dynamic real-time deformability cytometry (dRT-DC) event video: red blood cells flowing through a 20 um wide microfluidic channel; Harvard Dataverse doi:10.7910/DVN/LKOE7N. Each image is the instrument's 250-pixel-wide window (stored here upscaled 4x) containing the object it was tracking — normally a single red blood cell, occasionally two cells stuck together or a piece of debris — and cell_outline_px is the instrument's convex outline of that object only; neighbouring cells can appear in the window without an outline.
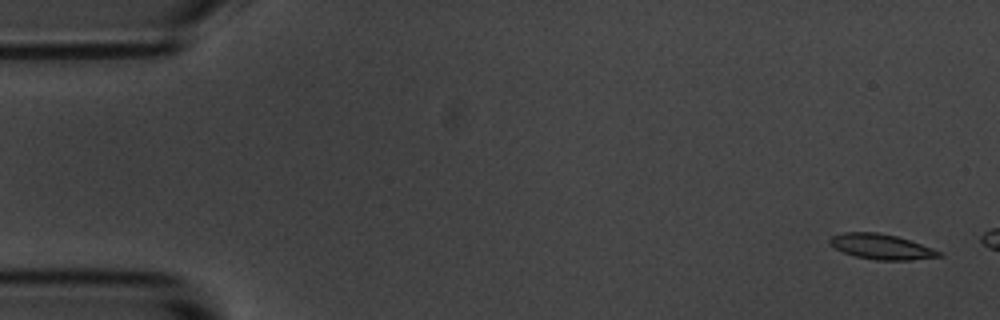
{"species": "common noctule bat (a hibernating species)", "species_latin": "Nyctalus noctula", "temperature_condition": "room temperature", "stored_images_in_passage": 3, "camera_frame_rate_fps": 3000, "um_per_image_px": 0.085, "animal": {"sex": "male", "body_mass_g": 20.1, "forearm_length_mm": 53.5}, "frame": {"image": 1, "passage_image": 1, "time_ms": 0.0, "image_size_px": [1000, 320], "cell_outline_px": [[944, 256], [912, 260], [876, 260], [856, 256], [844, 252], [828, 244], [828, 240], [832, 236], [840, 232], [876, 232], [896, 236], [932, 248], [940, 252]], "centroid_in_image_um": [74.88, 20.96], "position_along_channel_um": 10.1, "area_um2": 15.95}}